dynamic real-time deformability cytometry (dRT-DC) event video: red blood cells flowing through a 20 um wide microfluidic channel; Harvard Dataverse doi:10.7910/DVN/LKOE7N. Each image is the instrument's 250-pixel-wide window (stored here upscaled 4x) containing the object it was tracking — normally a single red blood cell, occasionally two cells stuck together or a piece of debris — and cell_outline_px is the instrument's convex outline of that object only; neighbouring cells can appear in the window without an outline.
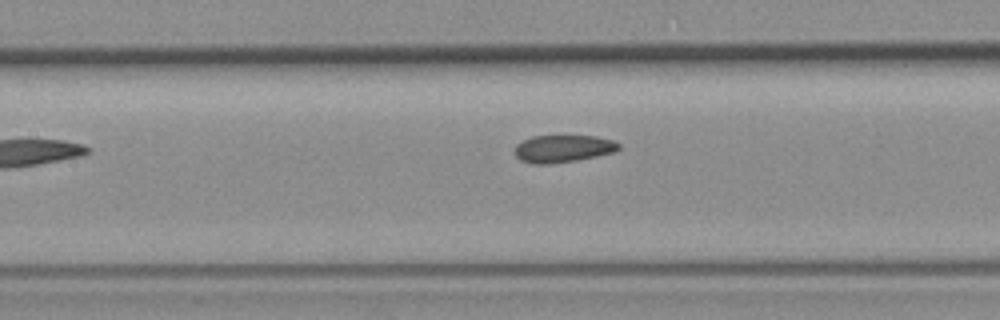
{"species": "common noctule bat (a hibernating species)", "species_latin": "Nyctalus noctula", "temperature_condition": "room temperature", "stored_images_in_passage": 6, "camera_frame_rate_fps": 3000, "um_per_image_px": 0.085, "animal": {"sex": "female", "body_mass_g": 19.3, "forearm_length_mm": 54.1}, "frame": {"image": 1, "passage_image": 5, "time_ms": 4.667, "image_size_px": [1000, 320], "cell_outline_px": [[620, 148], [616, 152], [576, 160], [548, 164], [532, 164], [520, 160], [516, 156], [516, 144], [532, 136], [596, 136], [612, 140], [620, 144]], "centroid_in_image_um": [47.87, 12.63], "position_along_channel_um": 159.5, "area_um2": 16.53}}
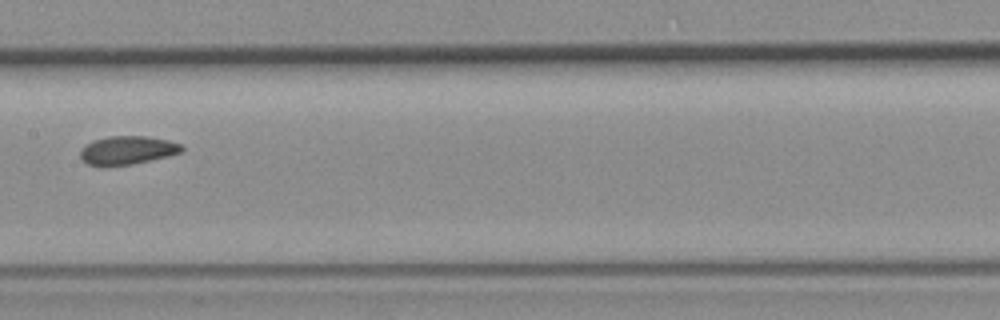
{"frame": {"image": 2, "passage_image": 6, "time_ms": 5.667, "image_size_px": [1000, 320], "cell_outline_px": [[184, 152], [168, 156], [132, 164], [104, 168], [100, 168], [88, 164], [80, 156], [80, 152], [88, 144], [96, 140], [108, 136], [148, 136], [168, 140], [180, 144], [184, 148]], "centroid_in_image_um": [10.85, 12.8], "position_along_channel_um": 196.6, "area_um2": 16.99}}